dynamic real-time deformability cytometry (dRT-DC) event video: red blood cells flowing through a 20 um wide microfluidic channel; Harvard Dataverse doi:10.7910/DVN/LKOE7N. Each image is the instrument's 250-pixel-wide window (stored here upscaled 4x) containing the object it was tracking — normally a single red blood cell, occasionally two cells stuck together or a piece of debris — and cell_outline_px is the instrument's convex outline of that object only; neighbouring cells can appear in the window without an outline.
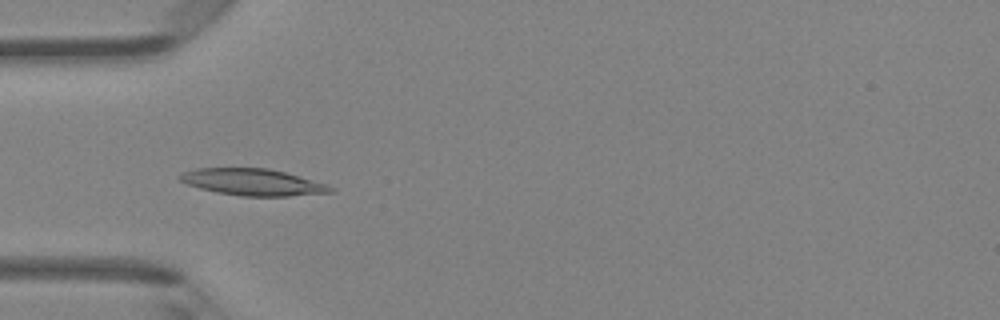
{"species": "Egyptian fruit bat (a non-hibernating species)", "species_latin": "Rousettus aegyptiacus", "temperature_condition": "room temperature", "stored_images_in_passage": 46, "camera_frame_rate_fps": 3000, "um_per_image_px": 0.085, "animal": {"sex": "female"}, "frame": {"image": 1, "passage_image": 14, "time_ms": 4.333, "image_size_px": [1000, 320], "cell_outline_px": [[336, 192], [288, 196], [240, 196], [216, 192], [200, 188], [188, 184], [180, 180], [176, 176], [184, 172], [196, 168], [268, 168], [284, 172], [324, 184], [336, 188]], "centroid_in_image_um": [21.47, 15.49], "position_along_channel_um": 63.5, "area_um2": 23.24}}
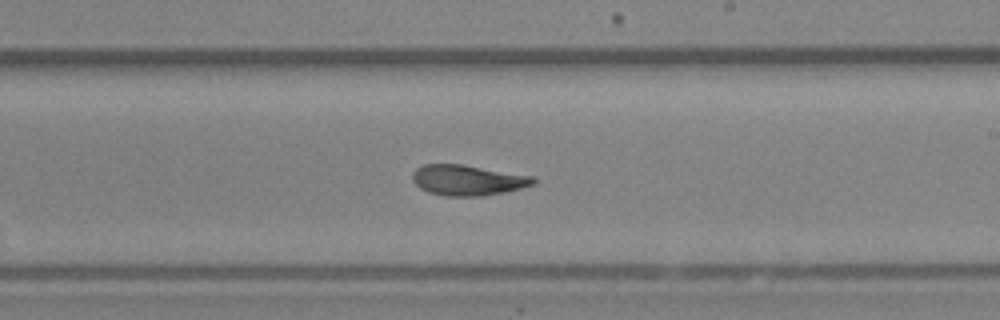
{"frame": {"image": 2, "passage_image": 27, "time_ms": 8.667, "image_size_px": [1000, 320], "cell_outline_px": [[536, 184], [504, 192], [484, 196], [444, 196], [428, 192], [420, 188], [412, 180], [412, 172], [416, 168], [424, 164], [460, 164], [532, 176], [536, 180]], "centroid_in_image_um": [39.72, 15.32], "position_along_channel_um": 249.3, "area_um2": 21.44}}
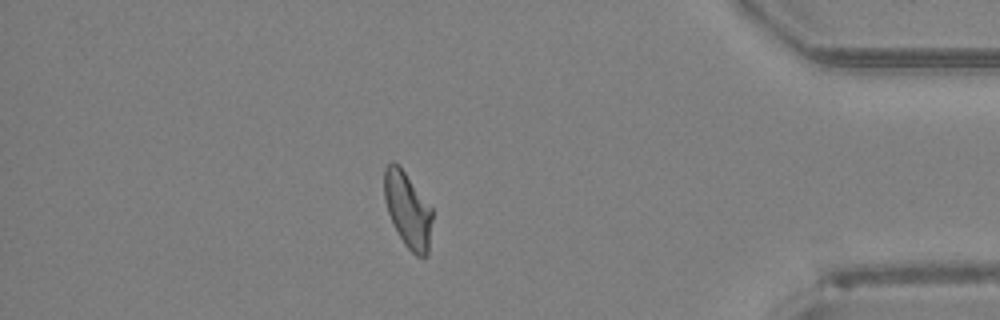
{"frame": {"image": 3, "passage_image": 40, "time_ms": 13.0, "image_size_px": [1000, 320], "cell_outline_px": [[432, 220], [428, 256], [416, 256], [404, 244], [388, 212], [384, 200], [384, 168], [392, 160], [404, 172], [432, 208]], "centroid_in_image_um": [34.66, 17.86], "position_along_channel_um": 400.5, "area_um2": 20.75}, "authors_computed_cell_mechanics": {"area_um2": 21.675, "velocity_mm_per_s": 4.3359, "shape_relaxation_time_tau1_ms": 6.1878, "shape_relaxation_time_tau2_ms": 2.2009, "deformation_change_tau1": 0.2002, "deformation_change_tau2": 0.0952}}